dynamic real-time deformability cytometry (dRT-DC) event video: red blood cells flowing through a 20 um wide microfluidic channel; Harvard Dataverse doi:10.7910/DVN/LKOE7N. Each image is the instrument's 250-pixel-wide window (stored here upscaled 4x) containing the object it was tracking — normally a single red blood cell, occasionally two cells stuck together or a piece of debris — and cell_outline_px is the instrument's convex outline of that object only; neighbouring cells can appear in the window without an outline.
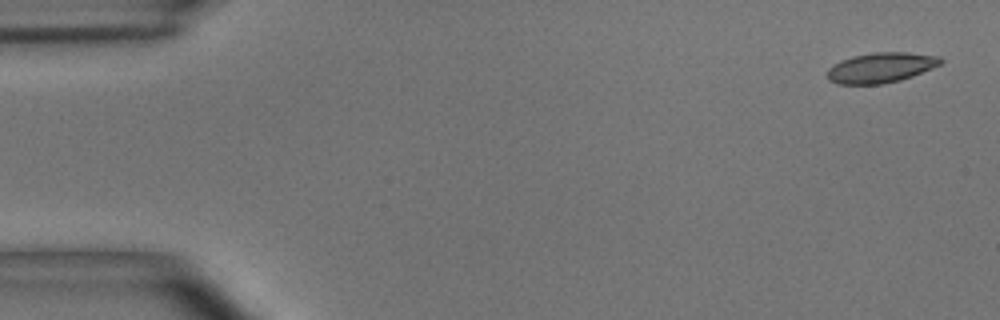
{"species": "common noctule bat (a hibernating species)", "species_latin": "Nyctalus noctula", "temperature_condition": "room temperature", "stored_images_in_passage": 4, "camera_frame_rate_fps": 3000, "um_per_image_px": 0.085, "animal": {"sex": "male", "body_mass_g": 15.6}, "frame": {"image": 1, "passage_image": 1, "time_ms": 0.0, "image_size_px": [1000, 320], "cell_outline_px": [[944, 60], [940, 64], [912, 76], [900, 80], [884, 84], [836, 84], [828, 80], [828, 68], [840, 60], [852, 56], [872, 52], [904, 52], [940, 56]], "centroid_in_image_um": [74.85, 5.74], "position_along_channel_um": 10.2, "area_um2": 19.94}}
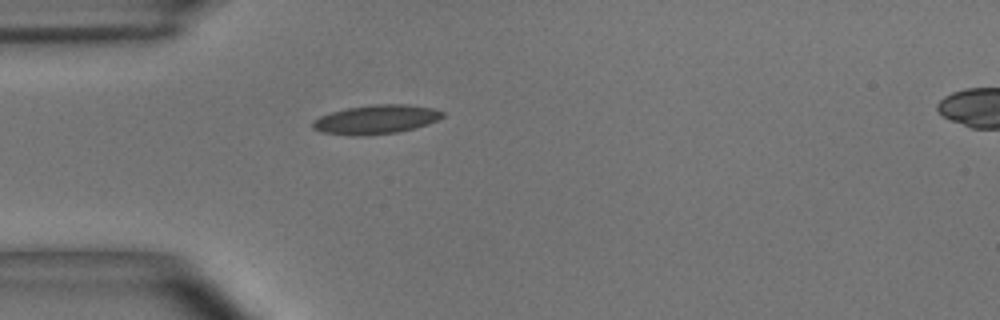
{"frame": {"image": 2, "passage_image": 4, "time_ms": 1.0, "image_size_px": [1000, 320], "cell_outline_px": [[444, 116], [428, 124], [396, 132], [360, 136], [320, 132], [312, 128], [312, 120], [320, 116], [332, 112], [348, 108], [372, 104], [408, 104], [436, 108], [444, 112]], "centroid_in_image_um": [31.96, 10.14], "position_along_channel_um": 53.0, "area_um2": 21.91}}